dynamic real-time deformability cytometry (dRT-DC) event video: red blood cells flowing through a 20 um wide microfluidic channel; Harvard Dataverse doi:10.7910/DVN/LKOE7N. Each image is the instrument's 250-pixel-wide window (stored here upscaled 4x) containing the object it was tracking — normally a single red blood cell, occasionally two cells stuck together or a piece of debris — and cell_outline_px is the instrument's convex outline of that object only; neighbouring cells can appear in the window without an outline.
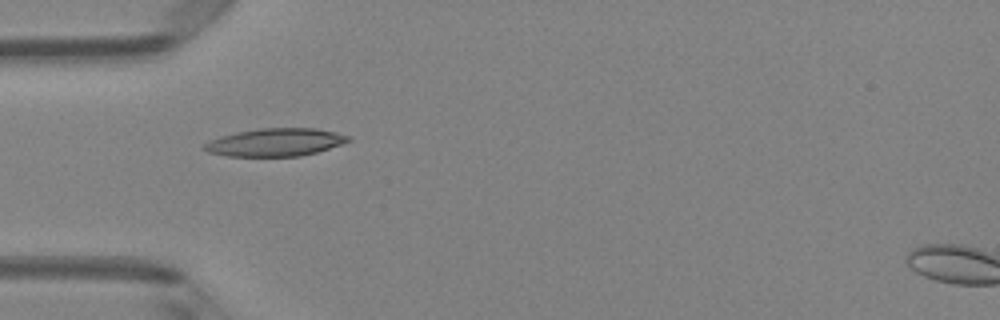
{"species": "Egyptian fruit bat (a non-hibernating species)", "species_latin": "Rousettus aegyptiacus", "temperature_condition": "room temperature", "stored_images_in_passage": 7, "camera_frame_rate_fps": 3000, "um_per_image_px": 0.085, "animal": {"sex": "female"}, "frame": {"image": 1, "passage_image": 4, "time_ms": 1.0, "image_size_px": [1000, 320], "cell_outline_px": [[352, 140], [316, 152], [300, 156], [228, 156], [208, 152], [200, 148], [208, 140], [220, 136], [236, 132], [260, 128], [316, 128], [336, 132], [348, 136]], "centroid_in_image_um": [23.35, 12.09], "position_along_channel_um": 61.7, "area_um2": 23.35}}
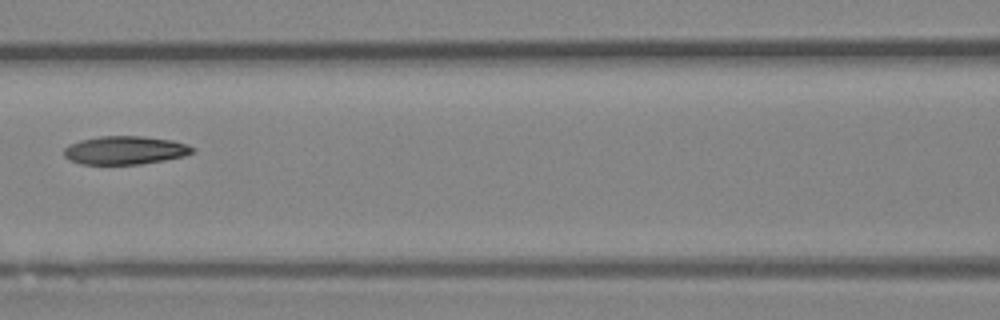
{"frame": {"image": 2, "passage_image": 6, "time_ms": 1.667, "image_size_px": [1000, 320], "cell_outline_px": [[196, 152], [184, 156], [164, 160], [140, 164], [80, 164], [68, 160], [64, 156], [64, 148], [80, 140], [100, 136], [144, 136], [172, 140], [188, 144], [196, 148]], "centroid_in_image_um": [10.67, 12.77], "position_along_channel_um": 155.9, "area_um2": 21.39}}
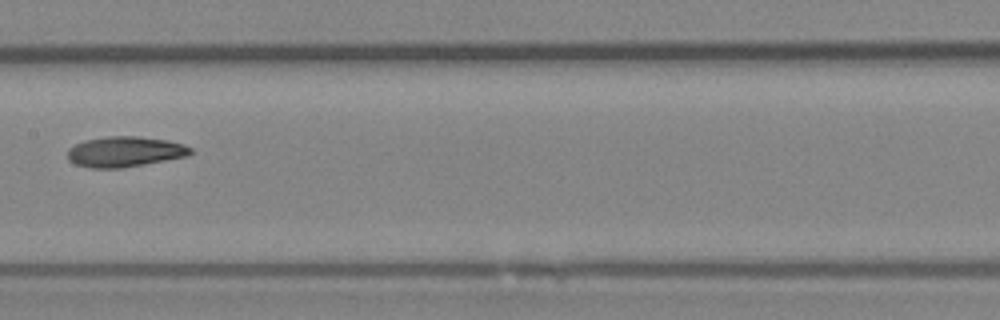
{"frame": {"image": 3, "passage_image": 7, "time_ms": 2.0, "image_size_px": [1000, 320], "cell_outline_px": [[192, 152], [188, 156], [144, 164], [120, 168], [88, 168], [76, 164], [68, 160], [68, 148], [84, 140], [108, 136], [136, 136], [168, 140], [184, 144], [192, 148]], "centroid_in_image_um": [10.61, 12.89], "position_along_channel_um": 196.8, "area_um2": 21.85}}